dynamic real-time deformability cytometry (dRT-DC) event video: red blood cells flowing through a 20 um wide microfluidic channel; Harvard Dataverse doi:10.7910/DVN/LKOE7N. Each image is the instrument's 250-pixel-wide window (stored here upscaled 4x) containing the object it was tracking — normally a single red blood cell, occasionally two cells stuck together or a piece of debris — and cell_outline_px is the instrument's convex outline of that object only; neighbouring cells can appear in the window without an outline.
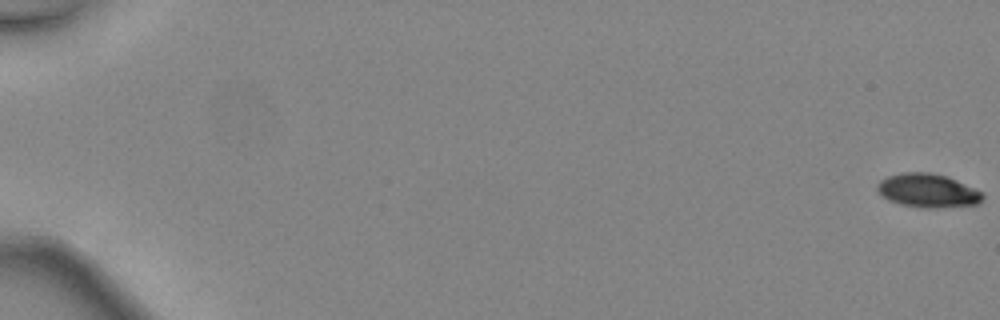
{"species": "common noctule bat (a hibernating species)", "species_latin": "Nyctalus noctula", "temperature_condition": "warm", "stored_images_in_passage": 45, "camera_frame_rate_fps": 3000, "um_per_image_px": 0.085, "animal": {"sex": "female", "body_mass_g": 24.6, "forearm_length_mm": 56.2}, "frame": {"image": 1, "passage_image": 1, "time_ms": 0.0, "image_size_px": [1000, 320], "cell_outline_px": [[984, 196], [976, 204], [936, 208], [920, 208], [900, 204], [888, 200], [880, 196], [876, 192], [876, 184], [880, 180], [888, 176], [904, 172], [932, 172], [948, 176], [980, 192]], "centroid_in_image_um": [78.77, 16.2], "position_along_channel_um": 6.2, "area_um2": 20.75}}
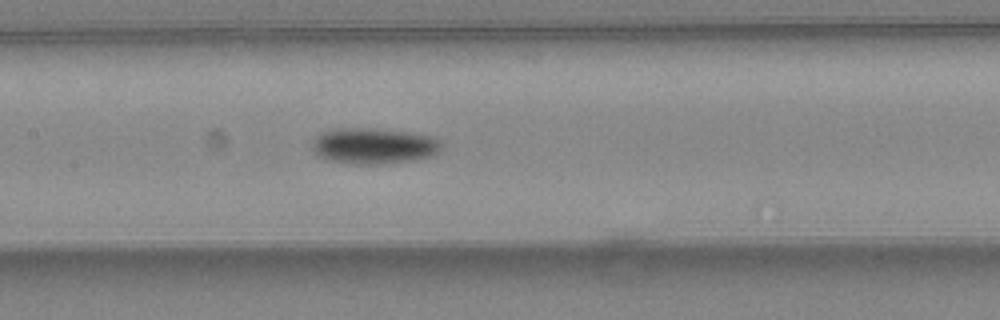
{"frame": {"image": 2, "passage_image": 26, "time_ms": 8.333, "image_size_px": [1000, 320], "cell_outline_px": [[444, 148], [432, 156], [416, 160], [384, 164], [352, 164], [328, 160], [312, 152], [312, 140], [324, 132], [332, 128], [364, 128], [404, 132], [428, 136], [436, 140]], "centroid_in_image_um": [31.73, 12.42], "position_along_channel_um": 175.7, "area_um2": 26.93}}
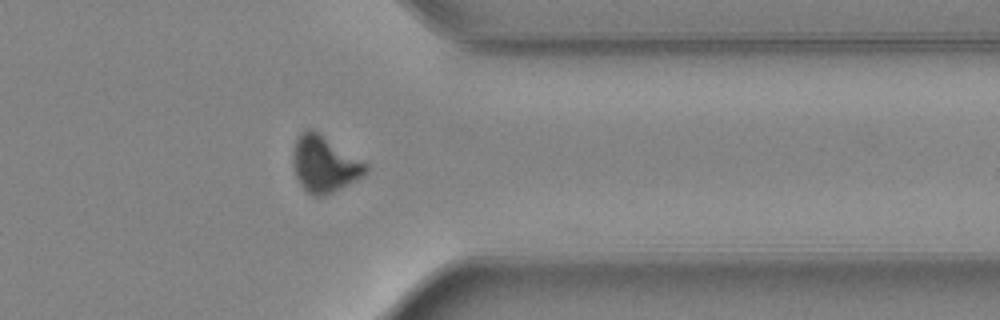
{"frame": {"image": 3, "passage_image": 40, "time_ms": 13.0, "image_size_px": [1000, 320], "cell_outline_px": [[368, 172], [356, 180], [324, 196], [312, 196], [300, 184], [296, 176], [292, 164], [292, 152], [296, 136], [300, 132], [308, 128], [316, 132], [368, 164]], "centroid_in_image_um": [27.53, 13.95], "position_along_channel_um": 383.9, "area_um2": 23.64}}